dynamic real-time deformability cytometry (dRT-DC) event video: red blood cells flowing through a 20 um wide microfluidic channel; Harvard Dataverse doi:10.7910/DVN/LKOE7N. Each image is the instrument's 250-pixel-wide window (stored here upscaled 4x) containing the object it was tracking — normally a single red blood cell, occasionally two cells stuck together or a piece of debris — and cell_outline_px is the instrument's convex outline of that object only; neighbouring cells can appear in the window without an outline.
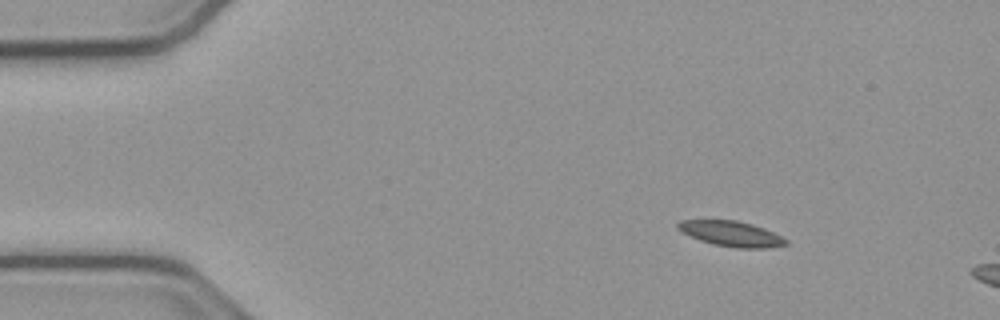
{"species": "common noctule bat (a hibernating species)", "species_latin": "Nyctalus noctula", "temperature_condition": "cold", "stored_images_in_passage": 6, "camera_frame_rate_fps": 3000, "um_per_image_px": 0.085, "animal": {"sex": "male", "body_mass_g": 23.1, "forearm_length_mm": 52.7}, "frame": {"image": 1, "passage_image": 1, "time_ms": 0.0, "image_size_px": [1000, 320], "cell_outline_px": [[788, 244], [768, 248], [736, 248], [712, 244], [700, 240], [676, 228], [676, 224], [680, 220], [736, 220], [752, 224], [764, 228], [788, 240]], "centroid_in_image_um": [62.16, 19.87], "position_along_channel_um": 22.8, "area_um2": 15.84}}